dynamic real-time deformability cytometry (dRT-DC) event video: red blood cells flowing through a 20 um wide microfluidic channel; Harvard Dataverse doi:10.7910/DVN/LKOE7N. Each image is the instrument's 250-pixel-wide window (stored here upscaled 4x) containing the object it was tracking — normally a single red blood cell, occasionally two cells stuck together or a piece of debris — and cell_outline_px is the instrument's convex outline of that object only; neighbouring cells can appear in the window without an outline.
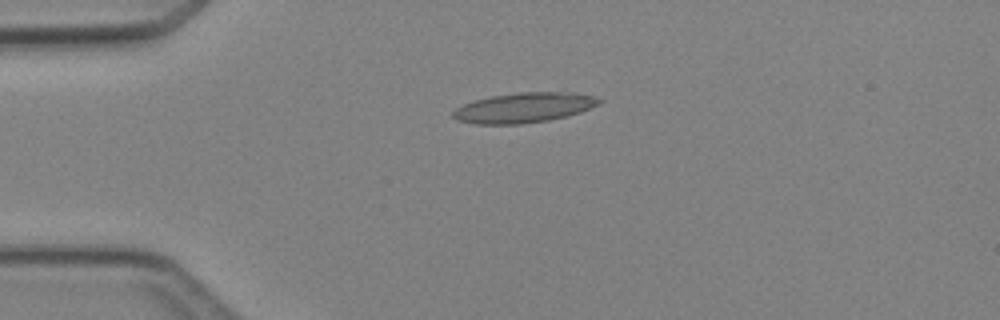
{"species": "Egyptian fruit bat (a non-hibernating species)", "species_latin": "Rousettus aegyptiacus", "temperature_condition": "cold", "stored_images_in_passage": 2, "camera_frame_rate_fps": 3000, "um_per_image_px": 0.085, "animal": {"sex": "female"}, "frame": {"image": 1, "passage_image": 1, "time_ms": 0.0, "image_size_px": [1000, 320], "cell_outline_px": [[604, 100], [600, 104], [580, 112], [568, 116], [548, 120], [520, 124], [472, 124], [456, 120], [452, 116], [452, 112], [456, 108], [464, 104], [476, 100], [492, 96], [520, 92], [576, 92], [592, 96]], "centroid_in_image_um": [44.55, 9.15], "position_along_channel_um": 40.5, "area_um2": 25.61}}